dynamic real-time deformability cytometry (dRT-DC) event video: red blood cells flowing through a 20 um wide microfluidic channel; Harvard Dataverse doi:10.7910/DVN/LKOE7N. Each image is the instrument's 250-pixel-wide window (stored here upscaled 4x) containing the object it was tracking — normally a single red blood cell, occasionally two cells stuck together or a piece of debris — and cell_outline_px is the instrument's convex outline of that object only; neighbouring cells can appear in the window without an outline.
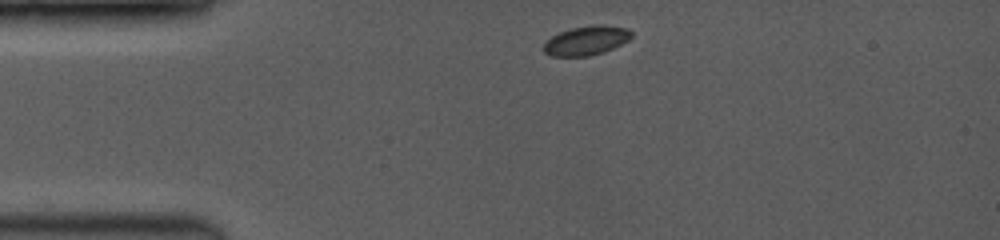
{"species": "common noctule bat (a hibernating species)", "species_latin": "Nyctalus noctula", "temperature_condition": "room temperature", "stored_images_in_passage": 8, "camera_frame_rate_fps": 3500, "um_per_image_px": 0.085, "animal": {"sex": "female", "body_mass_g": 19.0, "forearm_length_mm": 53.3}, "frame": {"image": 1, "passage_image": 1, "time_ms": 0.0, "image_size_px": [1000, 240], "cell_outline_px": [[632, 36], [628, 40], [604, 52], [588, 56], [552, 56], [544, 52], [544, 44], [552, 36], [560, 32], [572, 28], [628, 28], [632, 32]], "centroid_in_image_um": [49.79, 3.51], "position_along_channel_um": 35.2, "area_um2": 13.93}}
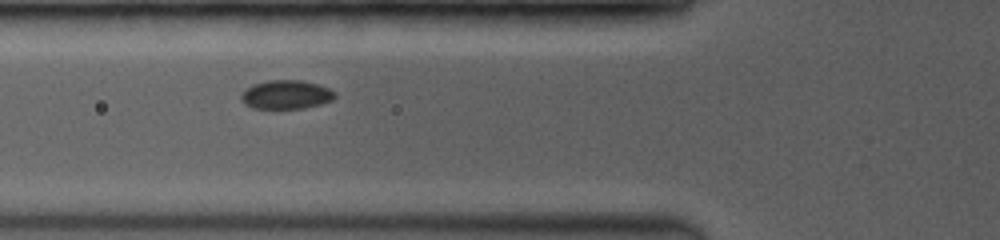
{"frame": {"image": 2, "passage_image": 5, "time_ms": 2.571, "image_size_px": [1000, 240], "cell_outline_px": [[336, 96], [332, 100], [320, 104], [304, 108], [252, 108], [244, 104], [240, 100], [240, 96], [252, 84], [268, 80], [300, 80], [316, 84], [328, 88], [336, 92]], "centroid_in_image_um": [24.31, 8.04], "position_along_channel_um": 101.5, "area_um2": 15.66}}
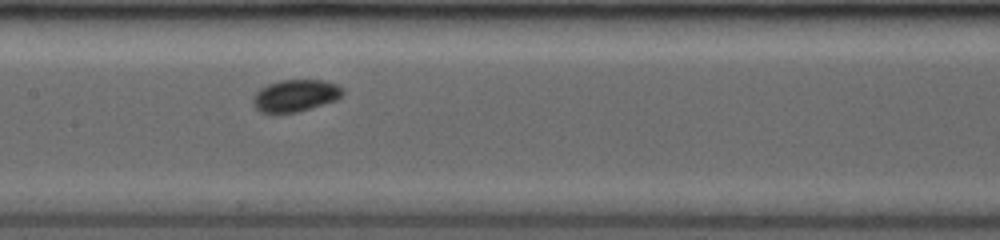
{"frame": {"image": 3, "passage_image": 7, "time_ms": 4.571, "image_size_px": [1000, 240], "cell_outline_px": [[344, 92], [336, 100], [296, 112], [260, 112], [252, 104], [252, 100], [256, 92], [260, 88], [268, 84], [280, 80], [324, 80], [336, 84], [344, 88]], "centroid_in_image_um": [25.1, 8.11], "position_along_channel_um": 182.3, "area_um2": 16.59}}